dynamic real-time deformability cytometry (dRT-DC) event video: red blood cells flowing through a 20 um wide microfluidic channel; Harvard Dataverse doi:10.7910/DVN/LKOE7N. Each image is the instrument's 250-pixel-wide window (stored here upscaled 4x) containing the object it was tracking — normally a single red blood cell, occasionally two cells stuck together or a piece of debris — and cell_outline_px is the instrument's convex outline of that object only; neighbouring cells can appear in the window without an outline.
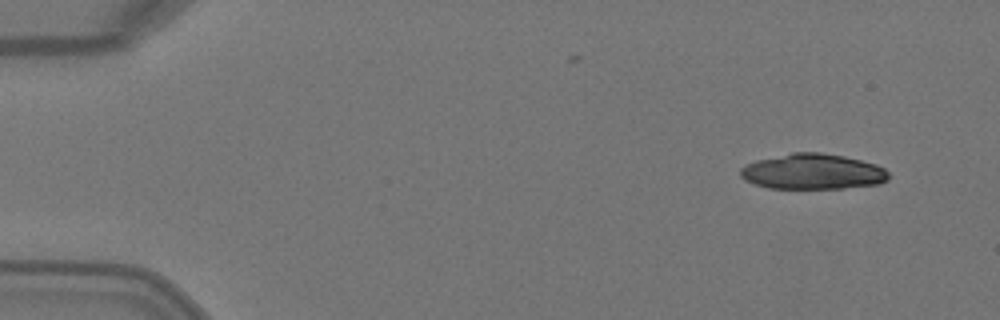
{"species": "Egyptian fruit bat (a non-hibernating species)", "species_latin": "Rousettus aegyptiacus", "temperature_condition": "warm", "stored_images_in_passage": 4, "camera_frame_rate_fps": 3000, "um_per_image_px": 0.085, "animal": {"sex": "female"}, "frame": {"image": 1, "passage_image": 1, "time_ms": 0.0, "image_size_px": [1000, 320], "cell_outline_px": [[888, 180], [880, 184], [844, 188], [768, 188], [744, 180], [740, 176], [740, 168], [756, 160], [792, 152], [820, 152], [844, 156], [876, 164], [884, 168], [888, 172]], "centroid_in_image_um": [69.09, 14.58], "position_along_channel_um": 15.9, "area_um2": 30.69}}